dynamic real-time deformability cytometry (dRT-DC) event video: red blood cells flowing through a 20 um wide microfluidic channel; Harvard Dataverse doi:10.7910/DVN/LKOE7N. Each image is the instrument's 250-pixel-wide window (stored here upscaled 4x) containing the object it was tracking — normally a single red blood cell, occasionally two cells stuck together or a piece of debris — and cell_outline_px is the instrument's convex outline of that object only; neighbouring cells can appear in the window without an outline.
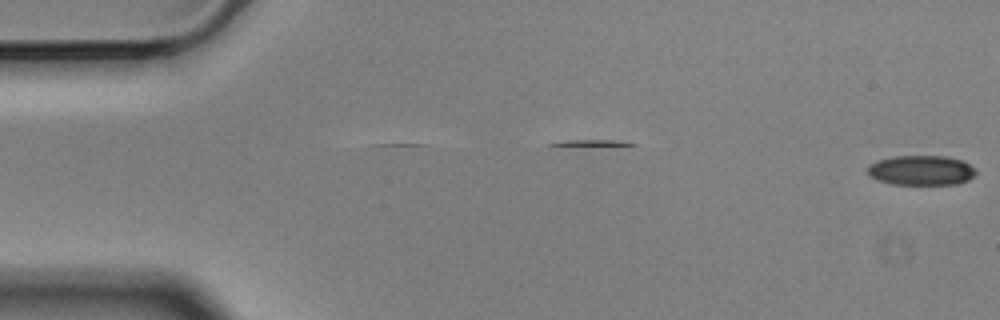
{"species": "Egyptian fruit bat (a non-hibernating species)", "species_latin": "Rousettus aegyptiacus", "temperature_condition": "cold", "stored_images_in_passage": 10, "camera_frame_rate_fps": 3000, "um_per_image_px": 0.085, "animal": {"sex": "male"}, "frame": {"image": 1, "passage_image": 1, "time_ms": 0.0, "image_size_px": [1000, 320], "cell_outline_px": [[976, 172], [968, 180], [956, 184], [892, 184], [876, 180], [868, 176], [868, 164], [876, 160], [892, 156], [948, 156], [964, 160], [976, 168]], "centroid_in_image_um": [78.28, 14.46], "position_along_channel_um": 6.7, "area_um2": 19.13}}
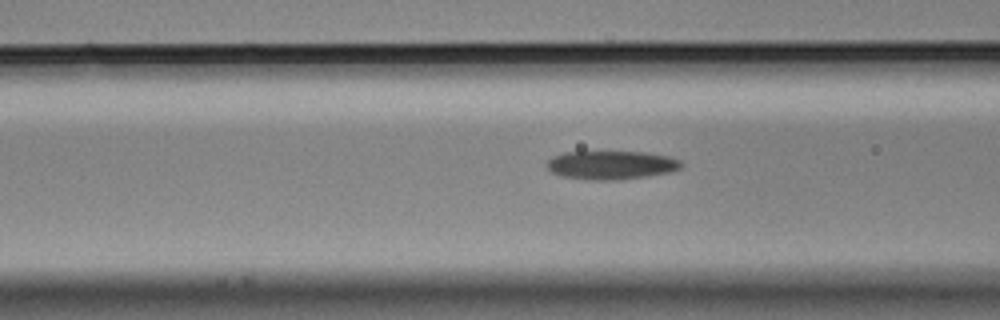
{"frame": {"image": 2, "passage_image": 7, "time_ms": 2.0, "image_size_px": [1000, 320], "cell_outline_px": [[684, 164], [680, 168], [672, 172], [616, 180], [596, 180], [560, 176], [552, 172], [544, 164], [552, 156], [564, 152], [644, 152], [668, 156], [680, 160]], "centroid_in_image_um": [51.94, 14.02], "position_along_channel_um": 114.7, "area_um2": 22.37}}